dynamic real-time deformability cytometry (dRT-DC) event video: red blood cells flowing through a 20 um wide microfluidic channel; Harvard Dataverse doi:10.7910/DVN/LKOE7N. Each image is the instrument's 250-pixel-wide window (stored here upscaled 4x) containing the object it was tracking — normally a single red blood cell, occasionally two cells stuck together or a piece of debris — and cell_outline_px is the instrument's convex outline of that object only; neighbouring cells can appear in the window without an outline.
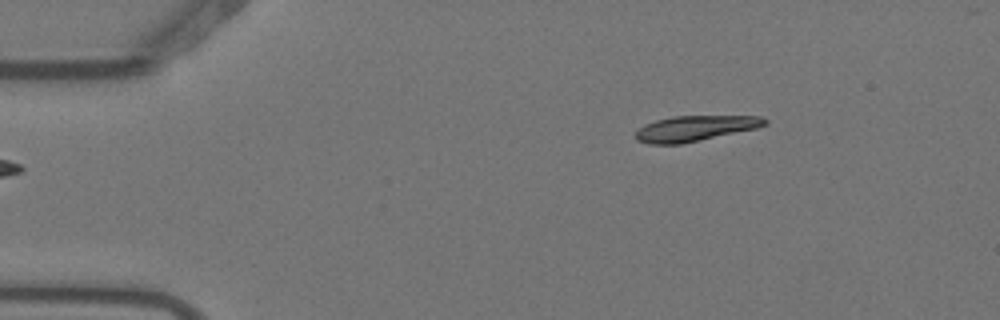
{"species": "Egyptian fruit bat (a non-hibernating species)", "species_latin": "Rousettus aegyptiacus", "temperature_condition": "warm", "stored_images_in_passage": 4, "camera_frame_rate_fps": 3000, "um_per_image_px": 0.085, "animal": {"sex": "female"}, "frame": {"image": 1, "passage_image": 4, "time_ms": 1.0, "image_size_px": [1000, 320], "cell_outline_px": [[768, 124], [756, 128], [680, 144], [648, 144], [636, 140], [632, 136], [644, 124], [656, 120], [672, 116], [760, 116], [768, 120]], "centroid_in_image_um": [59.03, 10.91], "position_along_channel_um": 26.0, "area_um2": 19.13}}